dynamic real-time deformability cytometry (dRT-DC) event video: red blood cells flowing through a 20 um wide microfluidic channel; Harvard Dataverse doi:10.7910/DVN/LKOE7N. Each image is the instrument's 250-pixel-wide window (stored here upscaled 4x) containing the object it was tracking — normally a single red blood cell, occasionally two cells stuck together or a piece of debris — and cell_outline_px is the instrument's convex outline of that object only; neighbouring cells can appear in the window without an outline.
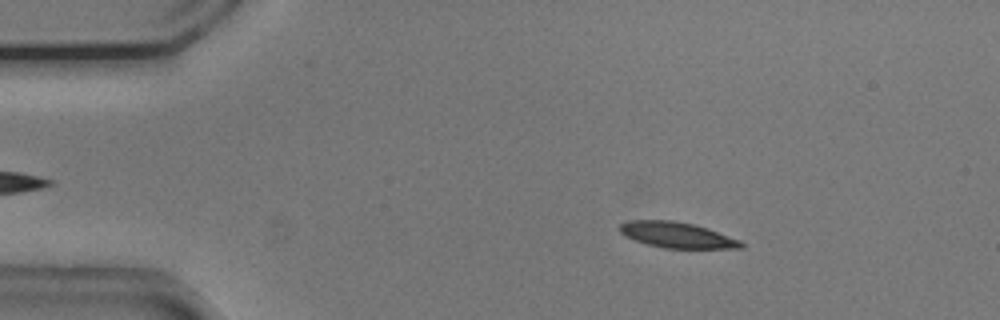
{"species": "common noctule bat (a hibernating species)", "species_latin": "Nyctalus noctula", "temperature_condition": "cold", "stored_images_in_passage": 53, "camera_frame_rate_fps": 3000, "um_per_image_px": 0.085, "animal": {"sex": "male", "body_mass_g": 20.5, "forearm_length_mm": 52.5}, "frame": {"image": 1, "passage_image": 8, "time_ms": 2.333, "image_size_px": [1000, 320], "cell_outline_px": [[744, 248], [664, 248], [648, 244], [624, 236], [620, 232], [620, 224], [628, 220], [672, 220], [692, 224], [708, 228], [740, 240], [744, 244]], "centroid_in_image_um": [57.54, 19.97], "position_along_channel_um": 27.5, "area_um2": 18.09}}
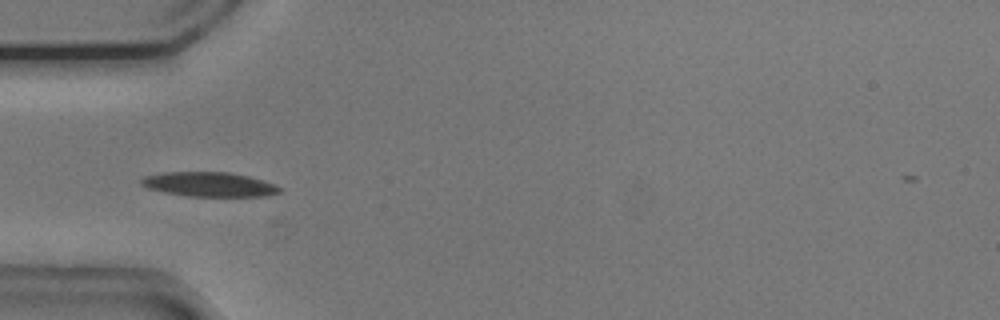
{"frame": {"image": 2, "passage_image": 16, "time_ms": 5.0, "image_size_px": [1000, 320], "cell_outline_px": [[284, 188], [280, 192], [268, 196], [188, 196], [164, 192], [148, 188], [140, 184], [140, 180], [144, 176], [164, 172], [228, 172], [248, 176], [264, 180], [276, 184]], "centroid_in_image_um": [17.82, 15.67], "position_along_channel_um": 67.2, "area_um2": 19.88}}
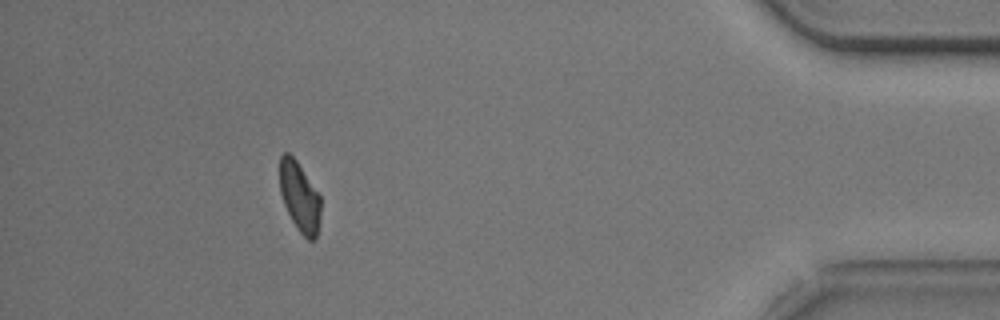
{"frame": {"image": 3, "passage_image": 48, "time_ms": 15.667, "image_size_px": [1000, 320], "cell_outline_px": [[320, 220], [316, 236], [312, 240], [308, 240], [296, 228], [284, 204], [280, 192], [280, 156], [284, 152], [288, 152], [296, 160], [320, 196]], "centroid_in_image_um": [25.46, 16.73], "position_along_channel_um": 409.7, "area_um2": 16.42}, "authors_computed_cell_mechanics": {"area_um2": 18.496, "velocity_mm_per_s": 3.7263, "shape_relaxation_time_tau1_ms": 2.8308, "shape_relaxation_time_tau2_ms": 8.6861, "deformation_change_tau1": 0.106, "deformation_change_tau2": 0.1598}}